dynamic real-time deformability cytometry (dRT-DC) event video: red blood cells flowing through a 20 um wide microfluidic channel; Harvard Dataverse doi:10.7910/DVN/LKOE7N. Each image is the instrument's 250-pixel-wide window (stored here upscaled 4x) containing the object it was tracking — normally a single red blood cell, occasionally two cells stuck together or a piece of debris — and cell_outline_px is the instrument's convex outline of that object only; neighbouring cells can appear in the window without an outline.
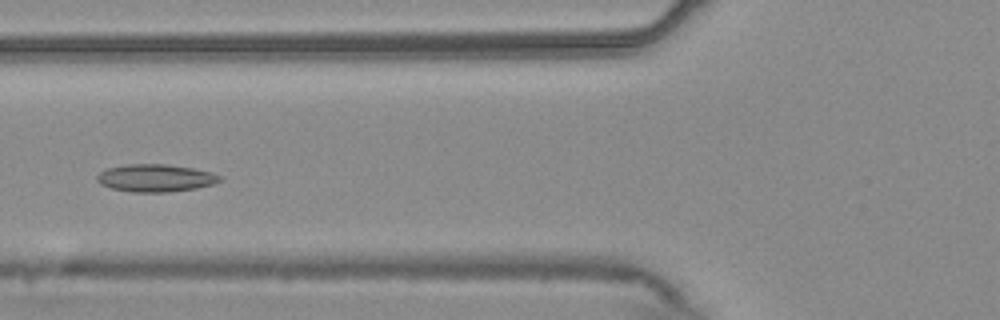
{"species": "common noctule bat (a hibernating species)", "species_latin": "Nyctalus noctula", "temperature_condition": "warm", "stored_images_in_passage": 45, "camera_frame_rate_fps": 3000, "um_per_image_px": 0.085, "animal": {"sex": "male", "body_mass_g": 20.4}, "frame": {"image": 1, "passage_image": 21, "time_ms": 6.667, "image_size_px": [1000, 320], "cell_outline_px": [[220, 180], [216, 184], [196, 188], [168, 192], [132, 192], [112, 188], [100, 184], [96, 180], [96, 176], [100, 172], [108, 168], [124, 164], [164, 164], [192, 168], [212, 172], [220, 176]], "centroid_in_image_um": [13.21, 15.13], "position_along_channel_um": 112.6, "area_um2": 19.71}}
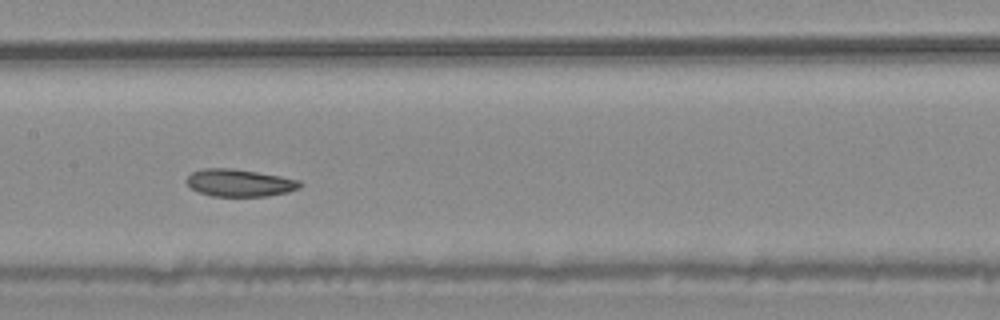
{"frame": {"image": 2, "passage_image": 27, "time_ms": 8.667, "image_size_px": [1000, 320], "cell_outline_px": [[304, 184], [300, 188], [288, 192], [268, 196], [212, 196], [200, 192], [192, 188], [184, 180], [192, 172], [204, 168], [232, 168], [280, 176], [300, 180]], "centroid_in_image_um": [20.39, 15.54], "position_along_channel_um": 187.0, "area_um2": 18.09}}
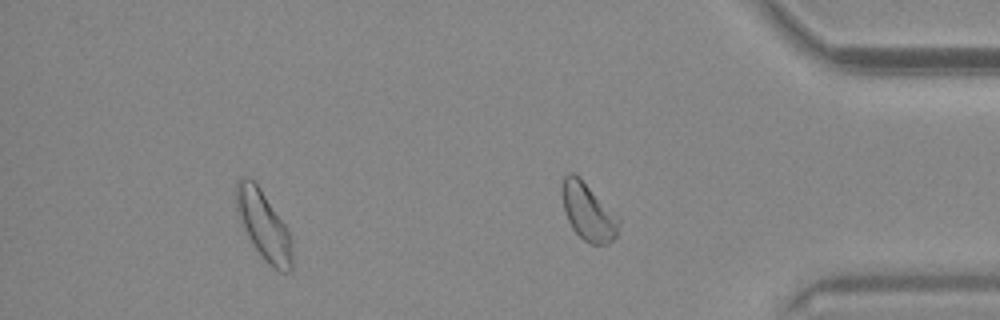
{"frame": {"image": 3, "passage_image": 44, "time_ms": 14.333, "image_size_px": [1000, 320], "cell_outline_px": [[292, 268], [288, 272], [280, 272], [268, 264], [264, 260], [248, 236], [236, 208], [236, 180], [252, 180], [260, 188], [284, 224], [292, 240]], "centroid_in_image_um": [22.44, 19.21], "position_along_channel_um": 412.8, "area_um2": 21.68}, "authors_computed_cell_mechanics": {"area_um2": 19.7098, "velocity_mm_per_s": 3.7145, "shape_relaxation_time_tau1_ms": 9.9176, "shape_relaxation_time_tau2_ms": 6.0954, "deformation_change_tau1": 0.1553, "deformation_change_tau2": 0.116}}